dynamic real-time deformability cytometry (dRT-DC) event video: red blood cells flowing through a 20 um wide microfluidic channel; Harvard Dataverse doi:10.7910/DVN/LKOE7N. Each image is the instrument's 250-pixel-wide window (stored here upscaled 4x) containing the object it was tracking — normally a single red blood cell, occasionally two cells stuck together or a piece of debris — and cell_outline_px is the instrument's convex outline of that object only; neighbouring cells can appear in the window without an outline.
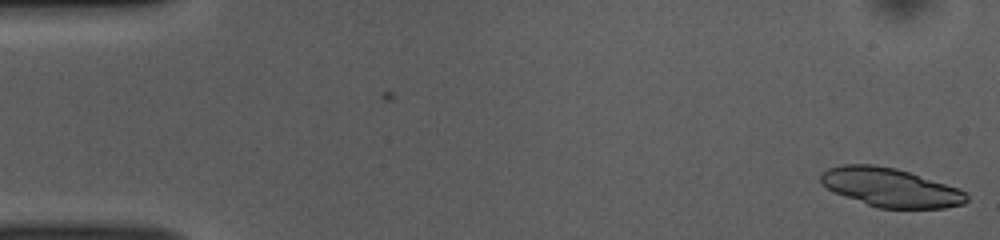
{"species": "common noctule bat (a hibernating species)", "species_latin": "Nyctalus noctula", "temperature_condition": "room temperature", "stored_images_in_passage": 3, "camera_frame_rate_fps": 3000, "um_per_image_px": 0.085, "animal": {"sex": "female", "body_mass_g": 10.0, "forearm_length_mm": 53.1}, "frame": {"image": 1, "passage_image": 3, "time_ms": 0.667, "image_size_px": [1000, 240], "cell_outline_px": [[968, 200], [964, 204], [944, 208], [876, 208], [844, 196], [828, 188], [820, 180], [820, 172], [828, 168], [844, 164], [872, 164], [896, 168], [968, 192]], "centroid_in_image_um": [75.68, 15.94], "position_along_channel_um": 9.3, "area_um2": 32.71}}